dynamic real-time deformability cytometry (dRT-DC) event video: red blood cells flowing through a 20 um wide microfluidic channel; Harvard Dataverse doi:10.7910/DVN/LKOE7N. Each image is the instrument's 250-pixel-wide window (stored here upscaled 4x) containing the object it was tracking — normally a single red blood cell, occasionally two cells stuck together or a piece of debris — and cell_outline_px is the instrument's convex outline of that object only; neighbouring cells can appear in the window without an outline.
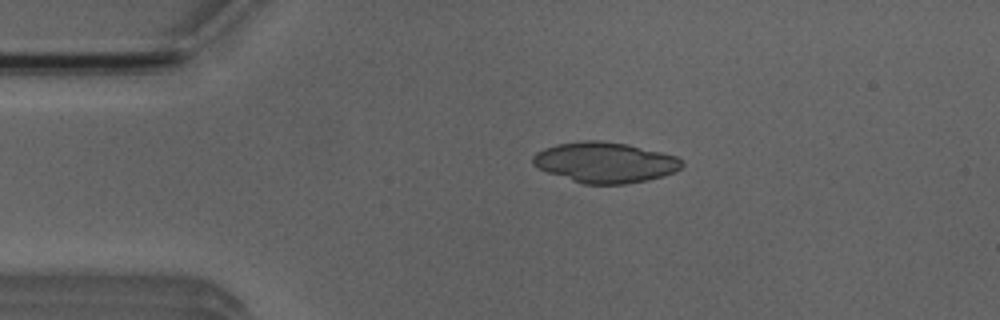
{"species": "Egyptian fruit bat (a non-hibernating species)", "species_latin": "Rousettus aegyptiacus", "temperature_condition": "room temperature", "stored_images_in_passage": 44, "camera_frame_rate_fps": 3000, "um_per_image_px": 0.085, "animal": {"sex": "male"}, "frame": {"image": 1, "passage_image": 3, "time_ms": 0.667, "image_size_px": [1000, 320], "cell_outline_px": [[684, 164], [676, 172], [664, 176], [648, 180], [624, 184], [584, 184], [548, 172], [532, 164], [532, 156], [536, 152], [544, 148], [556, 144], [584, 140], [600, 140], [628, 144], [676, 156]], "centroid_in_image_um": [51.43, 13.8], "position_along_channel_um": 33.6, "area_um2": 35.14}}